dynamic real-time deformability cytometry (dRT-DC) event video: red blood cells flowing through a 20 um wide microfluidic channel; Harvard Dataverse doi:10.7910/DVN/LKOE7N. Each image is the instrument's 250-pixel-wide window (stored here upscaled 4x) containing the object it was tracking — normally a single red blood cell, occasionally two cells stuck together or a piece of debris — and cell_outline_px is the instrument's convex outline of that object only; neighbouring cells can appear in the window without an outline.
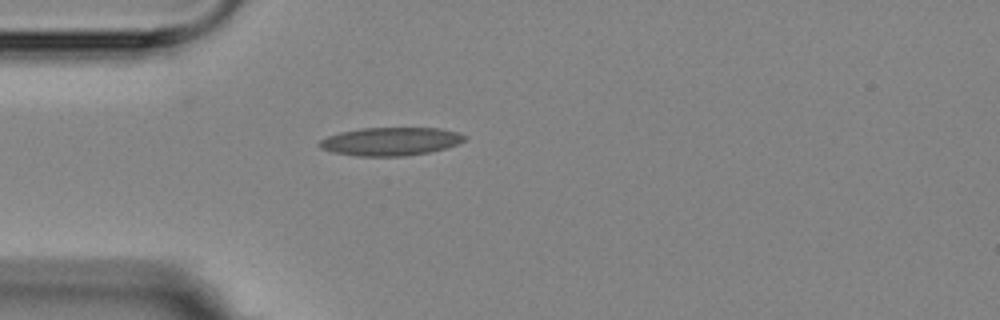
{"species": "Egyptian fruit bat (a non-hibernating species)", "species_latin": "Rousettus aegyptiacus", "temperature_condition": "room temperature", "stored_images_in_passage": 1, "camera_frame_rate_fps": 3000, "um_per_image_px": 0.085, "animal": {"sex": "female"}, "frame": {"image": 1, "passage_image": 1, "time_ms": 0.0, "image_size_px": [1000, 320], "cell_outline_px": [[468, 136], [464, 140], [456, 144], [444, 148], [428, 152], [404, 156], [356, 156], [332, 152], [320, 148], [316, 144], [320, 140], [328, 136], [340, 132], [360, 128], [440, 128], [460, 132]], "centroid_in_image_um": [33.17, 12.01], "position_along_channel_um": 51.8, "area_um2": 23.93}}